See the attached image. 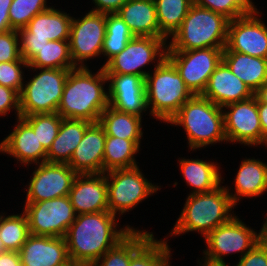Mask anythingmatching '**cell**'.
I'll use <instances>...</instances> for the list:
<instances>
[{"label": "cell", "mask_w": 267, "mask_h": 266, "mask_svg": "<svg viewBox=\"0 0 267 266\" xmlns=\"http://www.w3.org/2000/svg\"><path fill=\"white\" fill-rule=\"evenodd\" d=\"M40 69L19 94L20 116L56 113L58 110L70 69Z\"/></svg>", "instance_id": "7"}, {"label": "cell", "mask_w": 267, "mask_h": 266, "mask_svg": "<svg viewBox=\"0 0 267 266\" xmlns=\"http://www.w3.org/2000/svg\"><path fill=\"white\" fill-rule=\"evenodd\" d=\"M46 4L47 0H13L9 8L11 29L25 28L35 15L50 8Z\"/></svg>", "instance_id": "37"}, {"label": "cell", "mask_w": 267, "mask_h": 266, "mask_svg": "<svg viewBox=\"0 0 267 266\" xmlns=\"http://www.w3.org/2000/svg\"><path fill=\"white\" fill-rule=\"evenodd\" d=\"M133 37L128 25L117 13L106 14V32L102 48V54L108 57L105 64L119 54Z\"/></svg>", "instance_id": "34"}, {"label": "cell", "mask_w": 267, "mask_h": 266, "mask_svg": "<svg viewBox=\"0 0 267 266\" xmlns=\"http://www.w3.org/2000/svg\"><path fill=\"white\" fill-rule=\"evenodd\" d=\"M168 123L183 126L192 150L227 142L223 108L202 95H193Z\"/></svg>", "instance_id": "5"}, {"label": "cell", "mask_w": 267, "mask_h": 266, "mask_svg": "<svg viewBox=\"0 0 267 266\" xmlns=\"http://www.w3.org/2000/svg\"><path fill=\"white\" fill-rule=\"evenodd\" d=\"M226 189L235 205L240 197L260 196L267 191V164L254 158L243 160L235 178L234 194Z\"/></svg>", "instance_id": "25"}, {"label": "cell", "mask_w": 267, "mask_h": 266, "mask_svg": "<svg viewBox=\"0 0 267 266\" xmlns=\"http://www.w3.org/2000/svg\"><path fill=\"white\" fill-rule=\"evenodd\" d=\"M15 109L17 118L20 117V96L19 93L9 87L0 84V116L6 115L10 109Z\"/></svg>", "instance_id": "42"}, {"label": "cell", "mask_w": 267, "mask_h": 266, "mask_svg": "<svg viewBox=\"0 0 267 266\" xmlns=\"http://www.w3.org/2000/svg\"><path fill=\"white\" fill-rule=\"evenodd\" d=\"M68 266H80V265H78V264H74V263H71L70 265H68Z\"/></svg>", "instance_id": "53"}, {"label": "cell", "mask_w": 267, "mask_h": 266, "mask_svg": "<svg viewBox=\"0 0 267 266\" xmlns=\"http://www.w3.org/2000/svg\"><path fill=\"white\" fill-rule=\"evenodd\" d=\"M258 113L262 128V144L267 139V103H258Z\"/></svg>", "instance_id": "47"}, {"label": "cell", "mask_w": 267, "mask_h": 266, "mask_svg": "<svg viewBox=\"0 0 267 266\" xmlns=\"http://www.w3.org/2000/svg\"><path fill=\"white\" fill-rule=\"evenodd\" d=\"M13 0H0V33L12 30L10 27L9 8Z\"/></svg>", "instance_id": "45"}, {"label": "cell", "mask_w": 267, "mask_h": 266, "mask_svg": "<svg viewBox=\"0 0 267 266\" xmlns=\"http://www.w3.org/2000/svg\"><path fill=\"white\" fill-rule=\"evenodd\" d=\"M141 118L137 115L120 112L108 106L100 115L99 123L106 136L119 137L131 141H141L143 135Z\"/></svg>", "instance_id": "29"}, {"label": "cell", "mask_w": 267, "mask_h": 266, "mask_svg": "<svg viewBox=\"0 0 267 266\" xmlns=\"http://www.w3.org/2000/svg\"><path fill=\"white\" fill-rule=\"evenodd\" d=\"M224 48H204L189 51H167L186 87L193 95H202L209 78L223 58Z\"/></svg>", "instance_id": "12"}, {"label": "cell", "mask_w": 267, "mask_h": 266, "mask_svg": "<svg viewBox=\"0 0 267 266\" xmlns=\"http://www.w3.org/2000/svg\"><path fill=\"white\" fill-rule=\"evenodd\" d=\"M260 232L258 233V244L267 252V217L265 218Z\"/></svg>", "instance_id": "49"}, {"label": "cell", "mask_w": 267, "mask_h": 266, "mask_svg": "<svg viewBox=\"0 0 267 266\" xmlns=\"http://www.w3.org/2000/svg\"><path fill=\"white\" fill-rule=\"evenodd\" d=\"M153 236L152 232L133 230L92 266H129L130 258Z\"/></svg>", "instance_id": "31"}, {"label": "cell", "mask_w": 267, "mask_h": 266, "mask_svg": "<svg viewBox=\"0 0 267 266\" xmlns=\"http://www.w3.org/2000/svg\"><path fill=\"white\" fill-rule=\"evenodd\" d=\"M0 266H22L19 253L6 251L0 254Z\"/></svg>", "instance_id": "46"}, {"label": "cell", "mask_w": 267, "mask_h": 266, "mask_svg": "<svg viewBox=\"0 0 267 266\" xmlns=\"http://www.w3.org/2000/svg\"><path fill=\"white\" fill-rule=\"evenodd\" d=\"M22 117L33 129L43 148L48 151L58 135L62 117L56 113L32 114Z\"/></svg>", "instance_id": "36"}, {"label": "cell", "mask_w": 267, "mask_h": 266, "mask_svg": "<svg viewBox=\"0 0 267 266\" xmlns=\"http://www.w3.org/2000/svg\"><path fill=\"white\" fill-rule=\"evenodd\" d=\"M105 32L106 14L89 11L81 19H72L69 47L76 67H86L84 61L102 54Z\"/></svg>", "instance_id": "14"}, {"label": "cell", "mask_w": 267, "mask_h": 266, "mask_svg": "<svg viewBox=\"0 0 267 266\" xmlns=\"http://www.w3.org/2000/svg\"><path fill=\"white\" fill-rule=\"evenodd\" d=\"M180 169L186 183L193 187L192 194L208 193L221 185L219 166L200 159H180Z\"/></svg>", "instance_id": "28"}, {"label": "cell", "mask_w": 267, "mask_h": 266, "mask_svg": "<svg viewBox=\"0 0 267 266\" xmlns=\"http://www.w3.org/2000/svg\"><path fill=\"white\" fill-rule=\"evenodd\" d=\"M21 65L28 67V63L23 58L18 61L0 63V84L16 90L19 94L25 85Z\"/></svg>", "instance_id": "39"}, {"label": "cell", "mask_w": 267, "mask_h": 266, "mask_svg": "<svg viewBox=\"0 0 267 266\" xmlns=\"http://www.w3.org/2000/svg\"><path fill=\"white\" fill-rule=\"evenodd\" d=\"M222 61L254 93L267 81V59L223 51Z\"/></svg>", "instance_id": "27"}, {"label": "cell", "mask_w": 267, "mask_h": 266, "mask_svg": "<svg viewBox=\"0 0 267 266\" xmlns=\"http://www.w3.org/2000/svg\"><path fill=\"white\" fill-rule=\"evenodd\" d=\"M115 217L109 211L76 215L64 236L71 263L92 266L135 230L128 225L117 230Z\"/></svg>", "instance_id": "1"}, {"label": "cell", "mask_w": 267, "mask_h": 266, "mask_svg": "<svg viewBox=\"0 0 267 266\" xmlns=\"http://www.w3.org/2000/svg\"><path fill=\"white\" fill-rule=\"evenodd\" d=\"M167 247L165 240H156L153 235L130 258L129 266H149Z\"/></svg>", "instance_id": "40"}, {"label": "cell", "mask_w": 267, "mask_h": 266, "mask_svg": "<svg viewBox=\"0 0 267 266\" xmlns=\"http://www.w3.org/2000/svg\"><path fill=\"white\" fill-rule=\"evenodd\" d=\"M156 62L153 74L145 77L147 108L152 107L151 115L168 123L193 94L167 57Z\"/></svg>", "instance_id": "6"}, {"label": "cell", "mask_w": 267, "mask_h": 266, "mask_svg": "<svg viewBox=\"0 0 267 266\" xmlns=\"http://www.w3.org/2000/svg\"><path fill=\"white\" fill-rule=\"evenodd\" d=\"M257 239L258 234L247 227L238 216H234L205 237L208 249L203 252V264L228 265L223 256L238 252L241 253L240 257H243L258 243Z\"/></svg>", "instance_id": "10"}, {"label": "cell", "mask_w": 267, "mask_h": 266, "mask_svg": "<svg viewBox=\"0 0 267 266\" xmlns=\"http://www.w3.org/2000/svg\"><path fill=\"white\" fill-rule=\"evenodd\" d=\"M18 35L19 33L16 30L0 33V63L21 59Z\"/></svg>", "instance_id": "41"}, {"label": "cell", "mask_w": 267, "mask_h": 266, "mask_svg": "<svg viewBox=\"0 0 267 266\" xmlns=\"http://www.w3.org/2000/svg\"><path fill=\"white\" fill-rule=\"evenodd\" d=\"M68 196L76 215L109 211L105 173L77 174Z\"/></svg>", "instance_id": "19"}, {"label": "cell", "mask_w": 267, "mask_h": 266, "mask_svg": "<svg viewBox=\"0 0 267 266\" xmlns=\"http://www.w3.org/2000/svg\"><path fill=\"white\" fill-rule=\"evenodd\" d=\"M140 149V141L106 136L103 157V173L138 166L134 156Z\"/></svg>", "instance_id": "30"}, {"label": "cell", "mask_w": 267, "mask_h": 266, "mask_svg": "<svg viewBox=\"0 0 267 266\" xmlns=\"http://www.w3.org/2000/svg\"><path fill=\"white\" fill-rule=\"evenodd\" d=\"M117 14L134 36L166 38L160 32L154 0H128Z\"/></svg>", "instance_id": "24"}, {"label": "cell", "mask_w": 267, "mask_h": 266, "mask_svg": "<svg viewBox=\"0 0 267 266\" xmlns=\"http://www.w3.org/2000/svg\"><path fill=\"white\" fill-rule=\"evenodd\" d=\"M72 19L54 7L35 15L18 31L21 58L28 63L49 41L69 40Z\"/></svg>", "instance_id": "8"}, {"label": "cell", "mask_w": 267, "mask_h": 266, "mask_svg": "<svg viewBox=\"0 0 267 266\" xmlns=\"http://www.w3.org/2000/svg\"><path fill=\"white\" fill-rule=\"evenodd\" d=\"M224 129L228 142L248 146L262 145V128L255 96L225 106Z\"/></svg>", "instance_id": "15"}, {"label": "cell", "mask_w": 267, "mask_h": 266, "mask_svg": "<svg viewBox=\"0 0 267 266\" xmlns=\"http://www.w3.org/2000/svg\"><path fill=\"white\" fill-rule=\"evenodd\" d=\"M194 3L219 13L230 21L251 13L256 7L251 0H194Z\"/></svg>", "instance_id": "38"}, {"label": "cell", "mask_w": 267, "mask_h": 266, "mask_svg": "<svg viewBox=\"0 0 267 266\" xmlns=\"http://www.w3.org/2000/svg\"><path fill=\"white\" fill-rule=\"evenodd\" d=\"M90 124L91 122L86 120L63 118L58 135L47 151L46 161L68 164Z\"/></svg>", "instance_id": "26"}, {"label": "cell", "mask_w": 267, "mask_h": 266, "mask_svg": "<svg viewBox=\"0 0 267 266\" xmlns=\"http://www.w3.org/2000/svg\"><path fill=\"white\" fill-rule=\"evenodd\" d=\"M18 253L22 266H68L71 264L64 237L30 234Z\"/></svg>", "instance_id": "20"}, {"label": "cell", "mask_w": 267, "mask_h": 266, "mask_svg": "<svg viewBox=\"0 0 267 266\" xmlns=\"http://www.w3.org/2000/svg\"><path fill=\"white\" fill-rule=\"evenodd\" d=\"M108 209L113 215H123L159 188L144 178L139 166L105 172ZM110 179V180H109Z\"/></svg>", "instance_id": "9"}, {"label": "cell", "mask_w": 267, "mask_h": 266, "mask_svg": "<svg viewBox=\"0 0 267 266\" xmlns=\"http://www.w3.org/2000/svg\"><path fill=\"white\" fill-rule=\"evenodd\" d=\"M109 106L141 117L147 110L145 79L132 74H106Z\"/></svg>", "instance_id": "18"}, {"label": "cell", "mask_w": 267, "mask_h": 266, "mask_svg": "<svg viewBox=\"0 0 267 266\" xmlns=\"http://www.w3.org/2000/svg\"><path fill=\"white\" fill-rule=\"evenodd\" d=\"M254 96L257 99V103H267V81L254 92Z\"/></svg>", "instance_id": "50"}, {"label": "cell", "mask_w": 267, "mask_h": 266, "mask_svg": "<svg viewBox=\"0 0 267 266\" xmlns=\"http://www.w3.org/2000/svg\"><path fill=\"white\" fill-rule=\"evenodd\" d=\"M259 13L255 8L251 13L229 22L227 44L223 51L267 59V26L257 18Z\"/></svg>", "instance_id": "17"}, {"label": "cell", "mask_w": 267, "mask_h": 266, "mask_svg": "<svg viewBox=\"0 0 267 266\" xmlns=\"http://www.w3.org/2000/svg\"><path fill=\"white\" fill-rule=\"evenodd\" d=\"M229 22L225 16L193 3L181 26L172 35L167 51L225 48Z\"/></svg>", "instance_id": "4"}, {"label": "cell", "mask_w": 267, "mask_h": 266, "mask_svg": "<svg viewBox=\"0 0 267 266\" xmlns=\"http://www.w3.org/2000/svg\"><path fill=\"white\" fill-rule=\"evenodd\" d=\"M106 133L99 122L91 123L76 147L68 165L77 174L103 173Z\"/></svg>", "instance_id": "21"}, {"label": "cell", "mask_w": 267, "mask_h": 266, "mask_svg": "<svg viewBox=\"0 0 267 266\" xmlns=\"http://www.w3.org/2000/svg\"><path fill=\"white\" fill-rule=\"evenodd\" d=\"M234 207L231 196L223 186L208 193H190L170 236L197 231L205 238L235 216L230 213Z\"/></svg>", "instance_id": "3"}, {"label": "cell", "mask_w": 267, "mask_h": 266, "mask_svg": "<svg viewBox=\"0 0 267 266\" xmlns=\"http://www.w3.org/2000/svg\"><path fill=\"white\" fill-rule=\"evenodd\" d=\"M236 266H267V252L257 243Z\"/></svg>", "instance_id": "43"}, {"label": "cell", "mask_w": 267, "mask_h": 266, "mask_svg": "<svg viewBox=\"0 0 267 266\" xmlns=\"http://www.w3.org/2000/svg\"><path fill=\"white\" fill-rule=\"evenodd\" d=\"M105 82L103 67L96 74L88 66L70 69L57 113L66 119L99 122L101 113L109 106Z\"/></svg>", "instance_id": "2"}, {"label": "cell", "mask_w": 267, "mask_h": 266, "mask_svg": "<svg viewBox=\"0 0 267 266\" xmlns=\"http://www.w3.org/2000/svg\"><path fill=\"white\" fill-rule=\"evenodd\" d=\"M202 96L224 108L229 104L249 99L254 93L221 61L211 74Z\"/></svg>", "instance_id": "22"}, {"label": "cell", "mask_w": 267, "mask_h": 266, "mask_svg": "<svg viewBox=\"0 0 267 266\" xmlns=\"http://www.w3.org/2000/svg\"><path fill=\"white\" fill-rule=\"evenodd\" d=\"M29 231L33 235L64 237L76 214L69 196L25 202Z\"/></svg>", "instance_id": "11"}, {"label": "cell", "mask_w": 267, "mask_h": 266, "mask_svg": "<svg viewBox=\"0 0 267 266\" xmlns=\"http://www.w3.org/2000/svg\"><path fill=\"white\" fill-rule=\"evenodd\" d=\"M166 41L167 38L134 36L119 54L102 67L106 74H132L145 79L150 72L141 68L156 58H166Z\"/></svg>", "instance_id": "13"}, {"label": "cell", "mask_w": 267, "mask_h": 266, "mask_svg": "<svg viewBox=\"0 0 267 266\" xmlns=\"http://www.w3.org/2000/svg\"><path fill=\"white\" fill-rule=\"evenodd\" d=\"M170 250L168 246L149 266H170Z\"/></svg>", "instance_id": "48"}, {"label": "cell", "mask_w": 267, "mask_h": 266, "mask_svg": "<svg viewBox=\"0 0 267 266\" xmlns=\"http://www.w3.org/2000/svg\"><path fill=\"white\" fill-rule=\"evenodd\" d=\"M160 32L167 38L173 35L187 16L194 0H154Z\"/></svg>", "instance_id": "33"}, {"label": "cell", "mask_w": 267, "mask_h": 266, "mask_svg": "<svg viewBox=\"0 0 267 266\" xmlns=\"http://www.w3.org/2000/svg\"><path fill=\"white\" fill-rule=\"evenodd\" d=\"M95 9L90 10L103 14H115L119 11L122 5L128 0H93Z\"/></svg>", "instance_id": "44"}, {"label": "cell", "mask_w": 267, "mask_h": 266, "mask_svg": "<svg viewBox=\"0 0 267 266\" xmlns=\"http://www.w3.org/2000/svg\"><path fill=\"white\" fill-rule=\"evenodd\" d=\"M28 67L34 69V71L39 70L40 68H76L71 59L69 40L49 41L28 62Z\"/></svg>", "instance_id": "32"}, {"label": "cell", "mask_w": 267, "mask_h": 266, "mask_svg": "<svg viewBox=\"0 0 267 266\" xmlns=\"http://www.w3.org/2000/svg\"><path fill=\"white\" fill-rule=\"evenodd\" d=\"M200 266H229V265H211V264H202L201 262H199Z\"/></svg>", "instance_id": "52"}, {"label": "cell", "mask_w": 267, "mask_h": 266, "mask_svg": "<svg viewBox=\"0 0 267 266\" xmlns=\"http://www.w3.org/2000/svg\"><path fill=\"white\" fill-rule=\"evenodd\" d=\"M17 121L18 124L14 126L13 132L0 143V152L13 156L23 166L46 162L47 151L39 142L32 127L22 117Z\"/></svg>", "instance_id": "23"}, {"label": "cell", "mask_w": 267, "mask_h": 266, "mask_svg": "<svg viewBox=\"0 0 267 266\" xmlns=\"http://www.w3.org/2000/svg\"><path fill=\"white\" fill-rule=\"evenodd\" d=\"M31 176L26 202H40L68 196L77 173L68 165L42 162Z\"/></svg>", "instance_id": "16"}, {"label": "cell", "mask_w": 267, "mask_h": 266, "mask_svg": "<svg viewBox=\"0 0 267 266\" xmlns=\"http://www.w3.org/2000/svg\"><path fill=\"white\" fill-rule=\"evenodd\" d=\"M30 235L26 214L0 215V239L7 251L19 252Z\"/></svg>", "instance_id": "35"}, {"label": "cell", "mask_w": 267, "mask_h": 266, "mask_svg": "<svg viewBox=\"0 0 267 266\" xmlns=\"http://www.w3.org/2000/svg\"><path fill=\"white\" fill-rule=\"evenodd\" d=\"M7 250L4 248V245H3V242L2 240L0 239V254L6 252Z\"/></svg>", "instance_id": "51"}]
</instances>
